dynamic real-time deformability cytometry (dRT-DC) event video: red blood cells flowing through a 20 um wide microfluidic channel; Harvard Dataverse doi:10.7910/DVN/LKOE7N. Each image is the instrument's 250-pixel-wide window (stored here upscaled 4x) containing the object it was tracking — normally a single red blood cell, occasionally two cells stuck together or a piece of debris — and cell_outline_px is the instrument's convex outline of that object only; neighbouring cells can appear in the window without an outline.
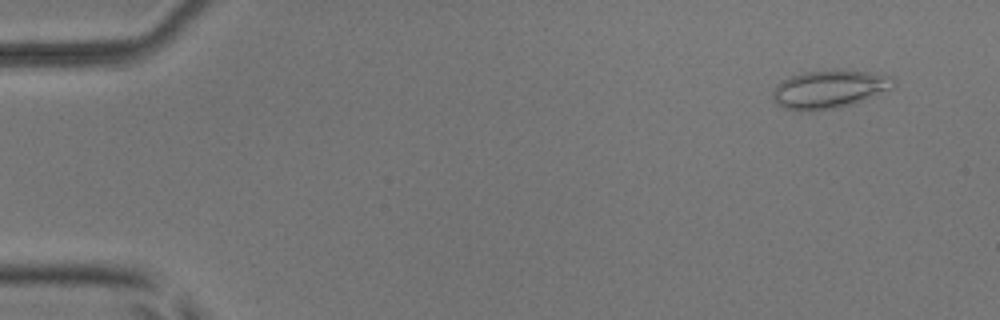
{"species": "common noctule bat (a hibernating species)", "species_latin": "Nyctalus noctula", "temperature_condition": "room temperature", "stored_images_in_passage": 7, "camera_frame_rate_fps": 3000, "um_per_image_px": 0.085, "animal": {"sex": "male", "body_mass_g": 17.9, "forearm_length_mm": 54.2}, "frame": {"image": 1, "passage_image": 2, "time_ms": 1.0, "image_size_px": [1000, 320], "cell_outline_px": [[896, 84], [892, 88], [852, 104], [832, 108], [784, 108], [776, 104], [772, 96], [772, 92], [776, 84], [792, 76], [804, 72], [840, 68], [896, 76]], "centroid_in_image_um": [70.55, 7.51], "position_along_channel_um": 14.4, "area_um2": 26.47}}
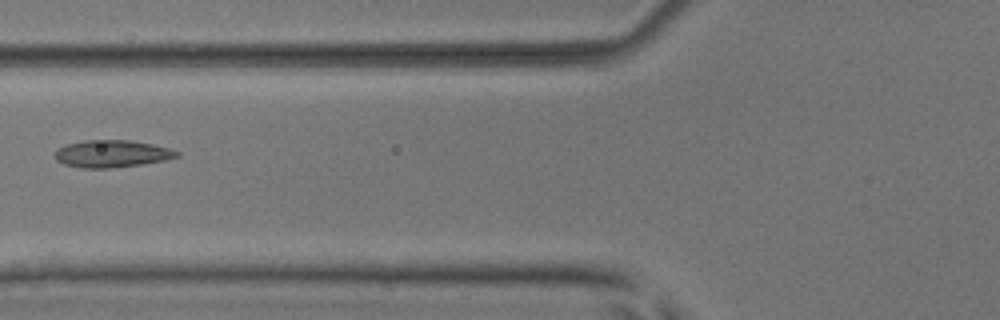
{"frame": {"image": 2, "passage_image": 6, "time_ms": 6.667, "image_size_px": [1000, 320], "cell_outline_px": [[180, 156], [164, 160], [140, 164], [112, 168], [80, 168], [64, 164], [56, 160], [56, 152], [64, 144], [84, 140], [128, 140], [152, 144], [168, 148], [180, 152]], "centroid_in_image_um": [9.5, 13.06], "position_along_channel_um": 116.3, "area_um2": 19.25}}
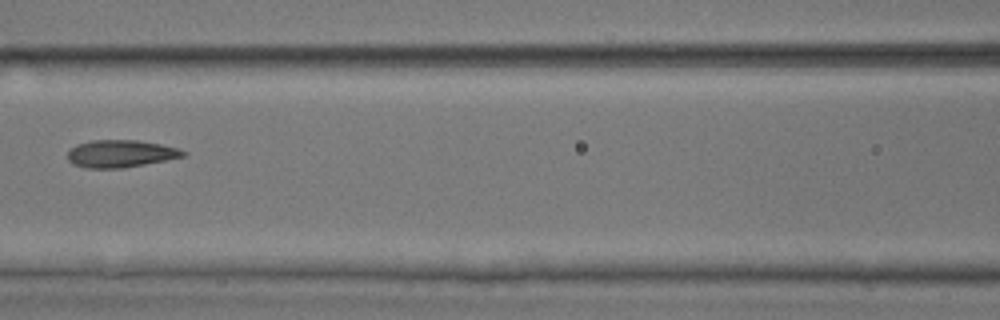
{"frame": {"image": 3, "passage_image": 7, "time_ms": 7.667, "image_size_px": [1000, 320], "cell_outline_px": [[188, 152], [184, 156], [124, 168], [88, 168], [72, 164], [68, 160], [68, 152], [76, 144], [92, 140], [136, 140], [160, 144], [176, 148]], "centroid_in_image_um": [10.22, 13.06], "position_along_channel_um": 156.4, "area_um2": 18.26}}